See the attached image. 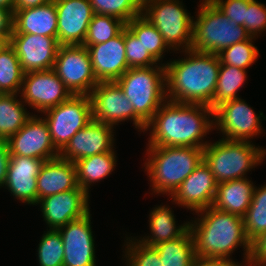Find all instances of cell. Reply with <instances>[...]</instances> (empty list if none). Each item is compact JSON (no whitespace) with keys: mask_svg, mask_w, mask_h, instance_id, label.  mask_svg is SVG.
<instances>
[{"mask_svg":"<svg viewBox=\"0 0 266 266\" xmlns=\"http://www.w3.org/2000/svg\"><path fill=\"white\" fill-rule=\"evenodd\" d=\"M245 263V264H244ZM192 266H249L248 262L239 263L233 259H203L196 258Z\"/></svg>","mask_w":266,"mask_h":266,"instance_id":"45","label":"cell"},{"mask_svg":"<svg viewBox=\"0 0 266 266\" xmlns=\"http://www.w3.org/2000/svg\"><path fill=\"white\" fill-rule=\"evenodd\" d=\"M19 94H2L0 96V139L8 140L16 134L32 115L26 111V104L17 98ZM25 104V105H24Z\"/></svg>","mask_w":266,"mask_h":266,"instance_id":"28","label":"cell"},{"mask_svg":"<svg viewBox=\"0 0 266 266\" xmlns=\"http://www.w3.org/2000/svg\"><path fill=\"white\" fill-rule=\"evenodd\" d=\"M169 205H159L153 208L149 214V229L151 235L140 237L138 240L142 244L155 247L165 241H170L183 236L190 229V222L176 226L174 211Z\"/></svg>","mask_w":266,"mask_h":266,"instance_id":"26","label":"cell"},{"mask_svg":"<svg viewBox=\"0 0 266 266\" xmlns=\"http://www.w3.org/2000/svg\"><path fill=\"white\" fill-rule=\"evenodd\" d=\"M231 21L245 28V15L251 0H211Z\"/></svg>","mask_w":266,"mask_h":266,"instance_id":"41","label":"cell"},{"mask_svg":"<svg viewBox=\"0 0 266 266\" xmlns=\"http://www.w3.org/2000/svg\"><path fill=\"white\" fill-rule=\"evenodd\" d=\"M243 223L250 242L266 232V184L255 187L252 202L243 216Z\"/></svg>","mask_w":266,"mask_h":266,"instance_id":"33","label":"cell"},{"mask_svg":"<svg viewBox=\"0 0 266 266\" xmlns=\"http://www.w3.org/2000/svg\"><path fill=\"white\" fill-rule=\"evenodd\" d=\"M253 39L256 38L250 37L248 40L233 44L218 53L220 65H231L247 70L260 56L257 46L253 44Z\"/></svg>","mask_w":266,"mask_h":266,"instance_id":"35","label":"cell"},{"mask_svg":"<svg viewBox=\"0 0 266 266\" xmlns=\"http://www.w3.org/2000/svg\"><path fill=\"white\" fill-rule=\"evenodd\" d=\"M92 118L111 126L132 120L135 128L145 131L146 123L135 113L133 105L115 82H99L91 91Z\"/></svg>","mask_w":266,"mask_h":266,"instance_id":"12","label":"cell"},{"mask_svg":"<svg viewBox=\"0 0 266 266\" xmlns=\"http://www.w3.org/2000/svg\"><path fill=\"white\" fill-rule=\"evenodd\" d=\"M13 31V14L6 9L0 8V39L9 43Z\"/></svg>","mask_w":266,"mask_h":266,"instance_id":"43","label":"cell"},{"mask_svg":"<svg viewBox=\"0 0 266 266\" xmlns=\"http://www.w3.org/2000/svg\"><path fill=\"white\" fill-rule=\"evenodd\" d=\"M89 195L81 188L50 195L38 200L42 216L49 229L65 226L90 212Z\"/></svg>","mask_w":266,"mask_h":266,"instance_id":"16","label":"cell"},{"mask_svg":"<svg viewBox=\"0 0 266 266\" xmlns=\"http://www.w3.org/2000/svg\"><path fill=\"white\" fill-rule=\"evenodd\" d=\"M179 0H154L142 7V15L162 34L171 50L191 49L193 16ZM181 48V49H180Z\"/></svg>","mask_w":266,"mask_h":266,"instance_id":"8","label":"cell"},{"mask_svg":"<svg viewBox=\"0 0 266 266\" xmlns=\"http://www.w3.org/2000/svg\"><path fill=\"white\" fill-rule=\"evenodd\" d=\"M53 69L24 74L20 96L31 109L41 113L71 96Z\"/></svg>","mask_w":266,"mask_h":266,"instance_id":"13","label":"cell"},{"mask_svg":"<svg viewBox=\"0 0 266 266\" xmlns=\"http://www.w3.org/2000/svg\"><path fill=\"white\" fill-rule=\"evenodd\" d=\"M53 70L72 95H90L99 83L83 45H60Z\"/></svg>","mask_w":266,"mask_h":266,"instance_id":"10","label":"cell"},{"mask_svg":"<svg viewBox=\"0 0 266 266\" xmlns=\"http://www.w3.org/2000/svg\"><path fill=\"white\" fill-rule=\"evenodd\" d=\"M126 26L141 41L145 50H147L159 64L160 62L162 64L164 53L171 49L165 43L162 34L157 28L145 19L143 15L132 18L126 23Z\"/></svg>","mask_w":266,"mask_h":266,"instance_id":"32","label":"cell"},{"mask_svg":"<svg viewBox=\"0 0 266 266\" xmlns=\"http://www.w3.org/2000/svg\"><path fill=\"white\" fill-rule=\"evenodd\" d=\"M116 151L99 153L74 162L78 186L88 195L91 184L105 179L116 166Z\"/></svg>","mask_w":266,"mask_h":266,"instance_id":"27","label":"cell"},{"mask_svg":"<svg viewBox=\"0 0 266 266\" xmlns=\"http://www.w3.org/2000/svg\"><path fill=\"white\" fill-rule=\"evenodd\" d=\"M94 14H104L122 20L125 24L142 15V6L137 0H90Z\"/></svg>","mask_w":266,"mask_h":266,"instance_id":"36","label":"cell"},{"mask_svg":"<svg viewBox=\"0 0 266 266\" xmlns=\"http://www.w3.org/2000/svg\"><path fill=\"white\" fill-rule=\"evenodd\" d=\"M86 48L98 82L116 81L129 69L126 61L124 28L116 37L107 42Z\"/></svg>","mask_w":266,"mask_h":266,"instance_id":"21","label":"cell"},{"mask_svg":"<svg viewBox=\"0 0 266 266\" xmlns=\"http://www.w3.org/2000/svg\"><path fill=\"white\" fill-rule=\"evenodd\" d=\"M247 79V72L231 65H220L217 85L214 97L210 103V108L214 110L216 107L226 101L239 98L238 91L244 87Z\"/></svg>","mask_w":266,"mask_h":266,"instance_id":"30","label":"cell"},{"mask_svg":"<svg viewBox=\"0 0 266 266\" xmlns=\"http://www.w3.org/2000/svg\"><path fill=\"white\" fill-rule=\"evenodd\" d=\"M48 124L55 148L61 152L74 134L83 129L92 118L89 95H71L59 105L42 112Z\"/></svg>","mask_w":266,"mask_h":266,"instance_id":"9","label":"cell"},{"mask_svg":"<svg viewBox=\"0 0 266 266\" xmlns=\"http://www.w3.org/2000/svg\"><path fill=\"white\" fill-rule=\"evenodd\" d=\"M255 187L247 177L219 183L212 206L243 217L252 202Z\"/></svg>","mask_w":266,"mask_h":266,"instance_id":"25","label":"cell"},{"mask_svg":"<svg viewBox=\"0 0 266 266\" xmlns=\"http://www.w3.org/2000/svg\"><path fill=\"white\" fill-rule=\"evenodd\" d=\"M114 128L92 120L74 134L59 156L74 163L82 158L113 151Z\"/></svg>","mask_w":266,"mask_h":266,"instance_id":"19","label":"cell"},{"mask_svg":"<svg viewBox=\"0 0 266 266\" xmlns=\"http://www.w3.org/2000/svg\"><path fill=\"white\" fill-rule=\"evenodd\" d=\"M193 16L191 49L217 55L227 47L248 40L246 29L229 20L211 0H200Z\"/></svg>","mask_w":266,"mask_h":266,"instance_id":"6","label":"cell"},{"mask_svg":"<svg viewBox=\"0 0 266 266\" xmlns=\"http://www.w3.org/2000/svg\"><path fill=\"white\" fill-rule=\"evenodd\" d=\"M37 249L39 266H63L64 246L59 230L47 228Z\"/></svg>","mask_w":266,"mask_h":266,"instance_id":"37","label":"cell"},{"mask_svg":"<svg viewBox=\"0 0 266 266\" xmlns=\"http://www.w3.org/2000/svg\"><path fill=\"white\" fill-rule=\"evenodd\" d=\"M196 213L200 218L190 222L196 258L231 259L235 249L242 246L244 261H249L251 242L245 234L243 217L213 206Z\"/></svg>","mask_w":266,"mask_h":266,"instance_id":"3","label":"cell"},{"mask_svg":"<svg viewBox=\"0 0 266 266\" xmlns=\"http://www.w3.org/2000/svg\"><path fill=\"white\" fill-rule=\"evenodd\" d=\"M10 156H24L42 159L43 161L59 157L55 148L49 127L45 119L31 115L24 126L8 140Z\"/></svg>","mask_w":266,"mask_h":266,"instance_id":"14","label":"cell"},{"mask_svg":"<svg viewBox=\"0 0 266 266\" xmlns=\"http://www.w3.org/2000/svg\"><path fill=\"white\" fill-rule=\"evenodd\" d=\"M9 44L14 48L24 73L53 69L58 47L57 37L12 33Z\"/></svg>","mask_w":266,"mask_h":266,"instance_id":"15","label":"cell"},{"mask_svg":"<svg viewBox=\"0 0 266 266\" xmlns=\"http://www.w3.org/2000/svg\"><path fill=\"white\" fill-rule=\"evenodd\" d=\"M163 266H192L195 256V247L192 232L189 229L183 236L165 241L155 246Z\"/></svg>","mask_w":266,"mask_h":266,"instance_id":"29","label":"cell"},{"mask_svg":"<svg viewBox=\"0 0 266 266\" xmlns=\"http://www.w3.org/2000/svg\"><path fill=\"white\" fill-rule=\"evenodd\" d=\"M53 0H15L14 1V13L19 10L34 8L46 3L52 2Z\"/></svg>","mask_w":266,"mask_h":266,"instance_id":"46","label":"cell"},{"mask_svg":"<svg viewBox=\"0 0 266 266\" xmlns=\"http://www.w3.org/2000/svg\"><path fill=\"white\" fill-rule=\"evenodd\" d=\"M57 10L55 2L16 11L13 14L12 33H28L57 37Z\"/></svg>","mask_w":266,"mask_h":266,"instance_id":"24","label":"cell"},{"mask_svg":"<svg viewBox=\"0 0 266 266\" xmlns=\"http://www.w3.org/2000/svg\"><path fill=\"white\" fill-rule=\"evenodd\" d=\"M24 74L14 48L4 43L0 48V92L20 94Z\"/></svg>","mask_w":266,"mask_h":266,"instance_id":"31","label":"cell"},{"mask_svg":"<svg viewBox=\"0 0 266 266\" xmlns=\"http://www.w3.org/2000/svg\"><path fill=\"white\" fill-rule=\"evenodd\" d=\"M139 2V4L143 7L144 5H146L147 3L154 1V0H137Z\"/></svg>","mask_w":266,"mask_h":266,"instance_id":"48","label":"cell"},{"mask_svg":"<svg viewBox=\"0 0 266 266\" xmlns=\"http://www.w3.org/2000/svg\"><path fill=\"white\" fill-rule=\"evenodd\" d=\"M212 129L213 110L209 106L166 100L146 125L145 132L150 131L147 146L204 148L209 142L203 137Z\"/></svg>","mask_w":266,"mask_h":266,"instance_id":"1","label":"cell"},{"mask_svg":"<svg viewBox=\"0 0 266 266\" xmlns=\"http://www.w3.org/2000/svg\"><path fill=\"white\" fill-rule=\"evenodd\" d=\"M126 26V24L113 16L104 14H94L88 26V32L83 46L97 45L105 43L109 39L116 37Z\"/></svg>","mask_w":266,"mask_h":266,"instance_id":"34","label":"cell"},{"mask_svg":"<svg viewBox=\"0 0 266 266\" xmlns=\"http://www.w3.org/2000/svg\"><path fill=\"white\" fill-rule=\"evenodd\" d=\"M259 113L241 98L226 101L213 110L214 129L222 133L223 139L252 142L263 131L261 117H266Z\"/></svg>","mask_w":266,"mask_h":266,"instance_id":"11","label":"cell"},{"mask_svg":"<svg viewBox=\"0 0 266 266\" xmlns=\"http://www.w3.org/2000/svg\"><path fill=\"white\" fill-rule=\"evenodd\" d=\"M5 42L3 40L0 39V48L2 47V45L4 44Z\"/></svg>","mask_w":266,"mask_h":266,"instance_id":"49","label":"cell"},{"mask_svg":"<svg viewBox=\"0 0 266 266\" xmlns=\"http://www.w3.org/2000/svg\"><path fill=\"white\" fill-rule=\"evenodd\" d=\"M126 240V245H123L126 249L123 252L127 266H163V260L155 247L142 244L134 237H126Z\"/></svg>","mask_w":266,"mask_h":266,"instance_id":"38","label":"cell"},{"mask_svg":"<svg viewBox=\"0 0 266 266\" xmlns=\"http://www.w3.org/2000/svg\"><path fill=\"white\" fill-rule=\"evenodd\" d=\"M59 45H83L94 12L90 0H53Z\"/></svg>","mask_w":266,"mask_h":266,"instance_id":"18","label":"cell"},{"mask_svg":"<svg viewBox=\"0 0 266 266\" xmlns=\"http://www.w3.org/2000/svg\"><path fill=\"white\" fill-rule=\"evenodd\" d=\"M90 212L59 228L64 246L63 266H96Z\"/></svg>","mask_w":266,"mask_h":266,"instance_id":"17","label":"cell"},{"mask_svg":"<svg viewBox=\"0 0 266 266\" xmlns=\"http://www.w3.org/2000/svg\"><path fill=\"white\" fill-rule=\"evenodd\" d=\"M124 43L129 68L152 67L159 64L127 26L124 27Z\"/></svg>","mask_w":266,"mask_h":266,"instance_id":"39","label":"cell"},{"mask_svg":"<svg viewBox=\"0 0 266 266\" xmlns=\"http://www.w3.org/2000/svg\"><path fill=\"white\" fill-rule=\"evenodd\" d=\"M10 161V151L7 140L0 139V188L5 185Z\"/></svg>","mask_w":266,"mask_h":266,"instance_id":"44","label":"cell"},{"mask_svg":"<svg viewBox=\"0 0 266 266\" xmlns=\"http://www.w3.org/2000/svg\"><path fill=\"white\" fill-rule=\"evenodd\" d=\"M180 52L186 58L165 63L167 100L210 107L221 64L218 55L193 49Z\"/></svg>","mask_w":266,"mask_h":266,"instance_id":"2","label":"cell"},{"mask_svg":"<svg viewBox=\"0 0 266 266\" xmlns=\"http://www.w3.org/2000/svg\"><path fill=\"white\" fill-rule=\"evenodd\" d=\"M42 159L24 156H10L5 189L14 198L29 205L37 204V176L43 164Z\"/></svg>","mask_w":266,"mask_h":266,"instance_id":"22","label":"cell"},{"mask_svg":"<svg viewBox=\"0 0 266 266\" xmlns=\"http://www.w3.org/2000/svg\"><path fill=\"white\" fill-rule=\"evenodd\" d=\"M74 188L80 187L73 162L60 156L43 162L37 176V202L44 197Z\"/></svg>","mask_w":266,"mask_h":266,"instance_id":"23","label":"cell"},{"mask_svg":"<svg viewBox=\"0 0 266 266\" xmlns=\"http://www.w3.org/2000/svg\"><path fill=\"white\" fill-rule=\"evenodd\" d=\"M144 164L152 194L171 196L203 161L204 148L147 146Z\"/></svg>","mask_w":266,"mask_h":266,"instance_id":"4","label":"cell"},{"mask_svg":"<svg viewBox=\"0 0 266 266\" xmlns=\"http://www.w3.org/2000/svg\"><path fill=\"white\" fill-rule=\"evenodd\" d=\"M245 29L251 37L261 34L266 29V6L257 0H251L245 15Z\"/></svg>","mask_w":266,"mask_h":266,"instance_id":"40","label":"cell"},{"mask_svg":"<svg viewBox=\"0 0 266 266\" xmlns=\"http://www.w3.org/2000/svg\"><path fill=\"white\" fill-rule=\"evenodd\" d=\"M266 150L250 141L219 139L204 147L203 160L217 182L246 178V173L260 165Z\"/></svg>","mask_w":266,"mask_h":266,"instance_id":"5","label":"cell"},{"mask_svg":"<svg viewBox=\"0 0 266 266\" xmlns=\"http://www.w3.org/2000/svg\"><path fill=\"white\" fill-rule=\"evenodd\" d=\"M217 182L204 160L169 197L174 204L197 212L212 206Z\"/></svg>","mask_w":266,"mask_h":266,"instance_id":"20","label":"cell"},{"mask_svg":"<svg viewBox=\"0 0 266 266\" xmlns=\"http://www.w3.org/2000/svg\"><path fill=\"white\" fill-rule=\"evenodd\" d=\"M249 266H266V232L251 242Z\"/></svg>","mask_w":266,"mask_h":266,"instance_id":"42","label":"cell"},{"mask_svg":"<svg viewBox=\"0 0 266 266\" xmlns=\"http://www.w3.org/2000/svg\"><path fill=\"white\" fill-rule=\"evenodd\" d=\"M14 1L15 0H0V8L9 10L14 14Z\"/></svg>","mask_w":266,"mask_h":266,"instance_id":"47","label":"cell"},{"mask_svg":"<svg viewBox=\"0 0 266 266\" xmlns=\"http://www.w3.org/2000/svg\"><path fill=\"white\" fill-rule=\"evenodd\" d=\"M133 105L135 113L147 124L167 100L165 64L129 68L115 81Z\"/></svg>","mask_w":266,"mask_h":266,"instance_id":"7","label":"cell"}]
</instances>
